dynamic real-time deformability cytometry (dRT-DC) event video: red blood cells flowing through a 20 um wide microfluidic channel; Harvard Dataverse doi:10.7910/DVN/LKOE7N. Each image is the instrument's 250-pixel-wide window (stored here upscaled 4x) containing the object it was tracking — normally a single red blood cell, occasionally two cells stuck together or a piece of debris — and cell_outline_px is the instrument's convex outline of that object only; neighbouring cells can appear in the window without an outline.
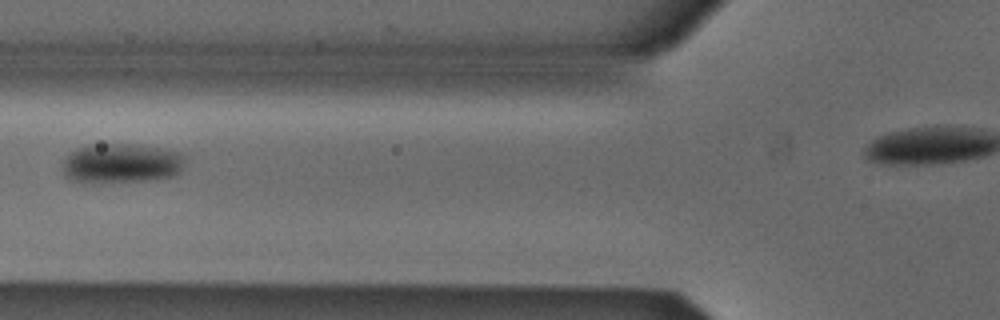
{"species": "Egyptian fruit bat (a non-hibernating species)", "species_latin": "Rousettus aegyptiacus", "temperature_condition": "cold", "stored_images_in_passage": 3, "segment_of_instrument_passage": [1, 2], "camera_frame_rate_fps": 3000, "um_per_image_px": 0.085, "animal": {"sex": "male"}, "frame": {"image": 1, "passage_image": 2, "time_ms": 0.333, "image_size_px": [1000, 320], "cell_outline_px": [[188, 156], [180, 172], [176, 176], [156, 180], [100, 184], [92, 184], [72, 180], [64, 176], [60, 164], [64, 156], [68, 152], [76, 148], [88, 144], [132, 144], [164, 148], [180, 152]], "centroid_in_image_um": [10.29, 13.9], "position_along_channel_um": 115.5, "area_um2": 29.82}}